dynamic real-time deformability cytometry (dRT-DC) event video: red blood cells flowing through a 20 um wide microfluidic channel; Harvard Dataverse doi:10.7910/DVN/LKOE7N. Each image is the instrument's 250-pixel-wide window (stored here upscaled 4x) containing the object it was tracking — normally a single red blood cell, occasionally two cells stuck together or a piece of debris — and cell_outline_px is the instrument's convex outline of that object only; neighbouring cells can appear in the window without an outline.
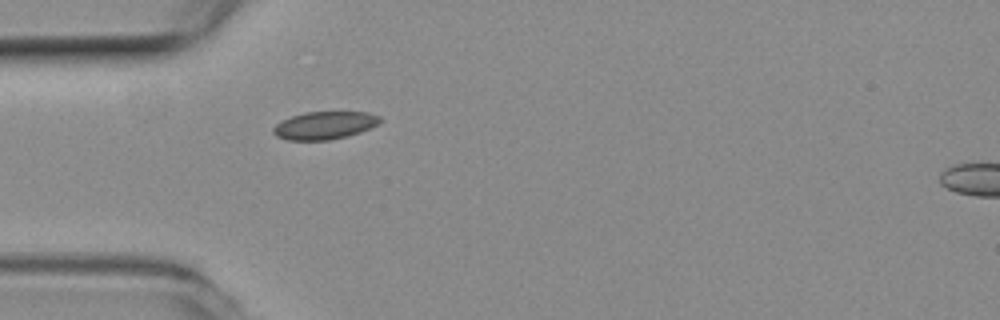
{"species": "common noctule bat (a hibernating species)", "species_latin": "Nyctalus noctula", "temperature_condition": "room temperature", "stored_images_in_passage": 1, "camera_frame_rate_fps": 3000, "um_per_image_px": 0.085, "animal": {"sex": "female", "body_mass_g": 19.3, "forearm_length_mm": 54.1}, "frame": {"image": 1, "passage_image": 1, "time_ms": 0.0, "image_size_px": [1000, 320], "cell_outline_px": [[380, 120], [376, 124], [360, 132], [328, 140], [288, 140], [276, 136], [272, 132], [272, 128], [276, 124], [292, 116], [304, 112], [368, 112], [380, 116]], "centroid_in_image_um": [27.54, 10.65], "position_along_channel_um": 57.5, "area_um2": 16.99}}